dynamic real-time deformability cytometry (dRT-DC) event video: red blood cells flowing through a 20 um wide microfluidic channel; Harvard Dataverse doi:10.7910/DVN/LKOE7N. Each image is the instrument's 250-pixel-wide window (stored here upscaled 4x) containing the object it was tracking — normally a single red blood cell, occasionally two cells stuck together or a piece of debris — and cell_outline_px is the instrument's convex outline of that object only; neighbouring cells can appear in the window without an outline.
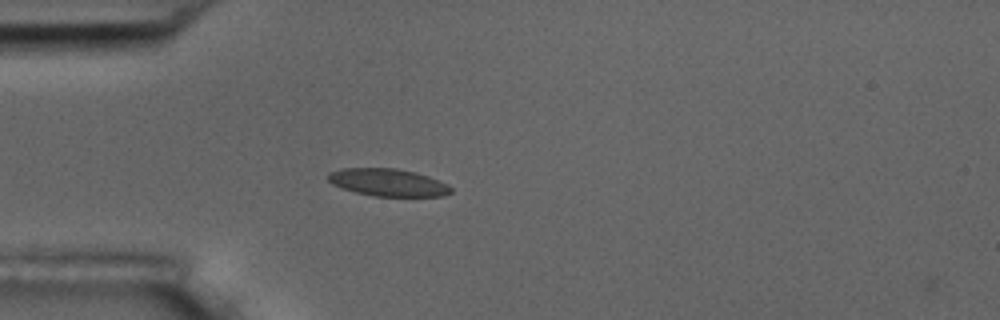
{"species": "common noctule bat (a hibernating species)", "species_latin": "Nyctalus noctula", "temperature_condition": "room temperature", "stored_images_in_passage": 2, "camera_frame_rate_fps": 3000, "um_per_image_px": 0.085, "animal": {"sex": "male", "body_mass_g": 17.5, "forearm_length_mm": 52.3}, "frame": {"image": 1, "passage_image": 1, "time_ms": 0.0, "image_size_px": [1000, 320], "cell_outline_px": [[452, 192], [444, 196], [376, 196], [356, 192], [332, 184], [328, 180], [328, 172], [340, 168], [396, 168], [416, 172], [428, 176], [448, 184], [452, 188]], "centroid_in_image_um": [32.99, 15.5], "position_along_channel_um": 52.0, "area_um2": 19.65}}